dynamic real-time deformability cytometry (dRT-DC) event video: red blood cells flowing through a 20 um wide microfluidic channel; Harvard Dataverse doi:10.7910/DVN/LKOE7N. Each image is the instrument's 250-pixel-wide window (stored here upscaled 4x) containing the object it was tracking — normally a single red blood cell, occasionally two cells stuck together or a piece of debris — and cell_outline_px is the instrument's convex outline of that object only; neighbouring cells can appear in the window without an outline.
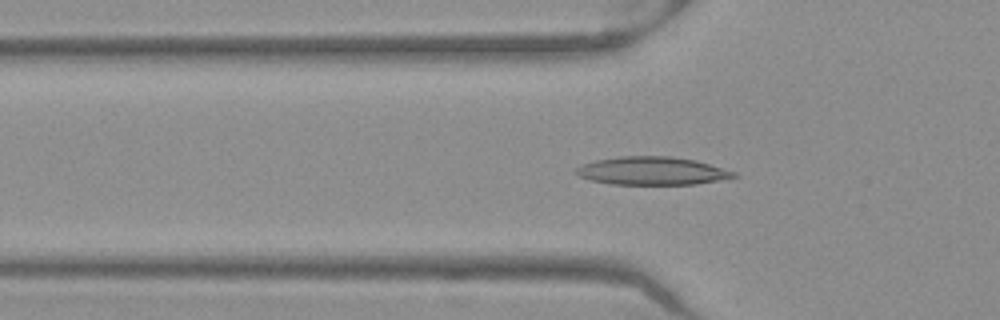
{"species": "Egyptian fruit bat (a non-hibernating species)", "species_latin": "Rousettus aegyptiacus", "temperature_condition": "warm", "stored_images_in_passage": 38, "camera_frame_rate_fps": 3000, "um_per_image_px": 0.085, "frame": {"image": 1, "passage_image": 4, "time_ms": 1.0, "image_size_px": [1000, 320], "cell_outline_px": [[736, 176], [696, 184], [612, 184], [592, 180], [580, 176], [572, 172], [580, 164], [596, 160], [620, 156], [672, 156], [696, 160], [736, 172]], "centroid_in_image_um": [55.37, 14.51], "position_along_channel_um": 70.4, "area_um2": 25.66}}
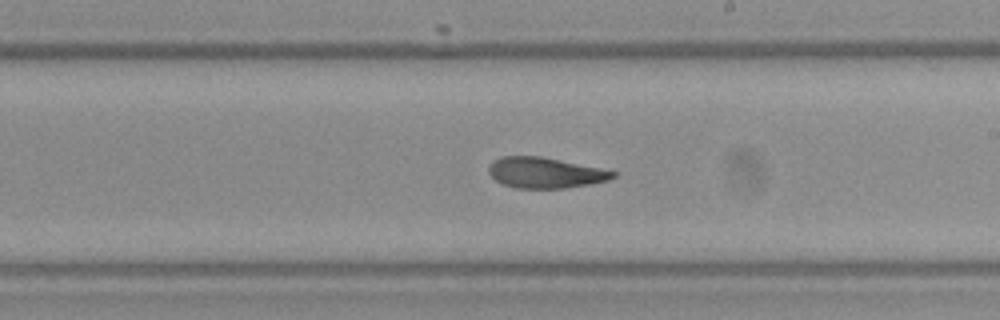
{"frame": {"image": 2, "passage_image": 17, "time_ms": 5.333, "image_size_px": [1000, 320], "cell_outline_px": [[616, 176], [608, 180], [592, 184], [564, 188], [516, 188], [504, 184], [496, 180], [488, 172], [488, 168], [492, 160], [500, 156], [540, 156], [600, 168], [616, 172]], "centroid_in_image_um": [46.32, 14.68], "position_along_channel_um": 242.7, "area_um2": 22.14}}
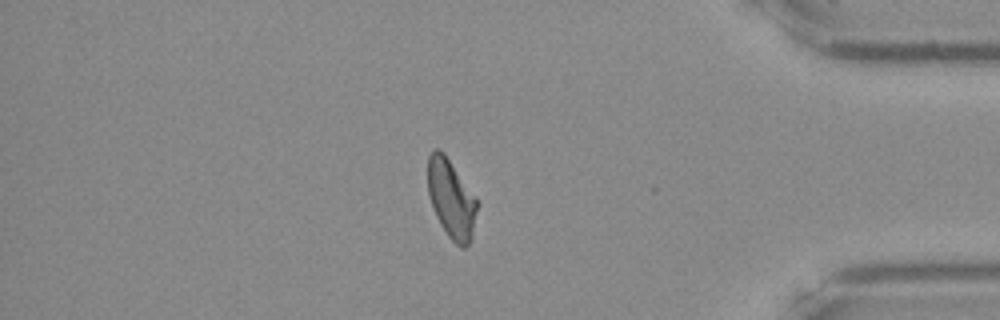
{"frame": {"image": 3, "passage_image": 31, "time_ms": 10.0, "image_size_px": [1000, 320], "cell_outline_px": [[476, 208], [472, 240], [464, 248], [460, 248], [448, 236], [440, 224], [436, 216], [428, 196], [428, 156], [436, 148], [440, 148], [444, 152], [476, 196]], "centroid_in_image_um": [38.35, 16.89], "position_along_channel_um": 396.9, "area_um2": 22.66}, "authors_computed_cell_mechanics": {"area_um2": 23.0622, "velocity_mm_per_s": 3.9631, "shape_relaxation_time_tau1_ms": null, "shape_relaxation_time_tau2_ms": 3.5006, "deformation_change_tau1": null, "deformation_change_tau2": 0.1035}}